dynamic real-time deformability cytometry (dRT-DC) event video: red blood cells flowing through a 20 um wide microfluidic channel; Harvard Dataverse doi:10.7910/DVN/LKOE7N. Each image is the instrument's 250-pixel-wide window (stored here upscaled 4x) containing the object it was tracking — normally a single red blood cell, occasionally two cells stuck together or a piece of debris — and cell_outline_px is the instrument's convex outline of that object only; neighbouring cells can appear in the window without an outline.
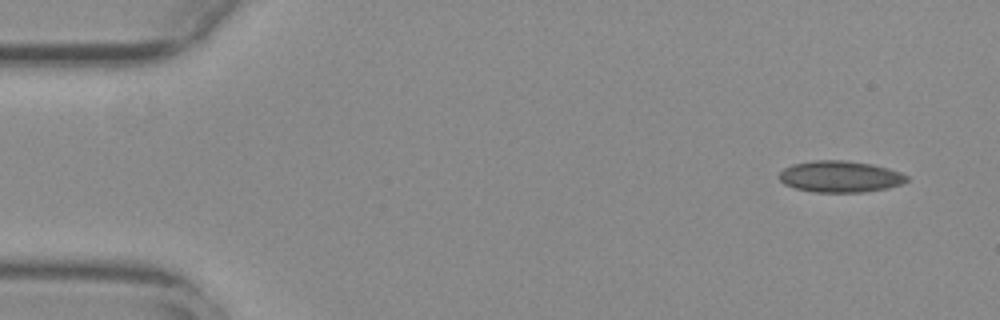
{"species": "common noctule bat (a hibernating species)", "species_latin": "Nyctalus noctula", "temperature_condition": "warm", "stored_images_in_passage": 52, "camera_frame_rate_fps": 3000, "um_per_image_px": 0.085, "animal": {"sex": "female", "body_mass_g": 29.2, "forearm_length_mm": 56.3}, "frame": {"image": 1, "passage_image": 1, "time_ms": 0.0, "image_size_px": [1000, 320], "cell_outline_px": [[908, 180], [900, 184], [888, 188], [864, 192], [812, 192], [796, 188], [784, 184], [780, 180], [780, 172], [784, 168], [792, 164], [816, 160], [844, 160], [872, 164], [888, 168], [900, 172], [908, 176]], "centroid_in_image_um": [71.41, 15.01], "position_along_channel_um": 13.6, "area_um2": 23.35}}
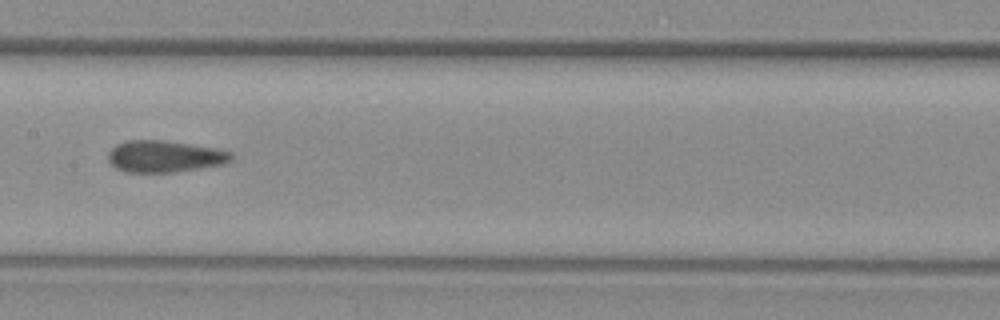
{"frame": {"image": 2, "passage_image": 25, "time_ms": 8.0, "image_size_px": [1000, 320], "cell_outline_px": [[236, 156], [232, 160], [224, 164], [176, 172], [128, 172], [116, 168], [108, 160], [108, 152], [116, 144], [124, 140], [164, 140], [220, 148], [232, 152]], "centroid_in_image_um": [14.05, 13.28], "position_along_channel_um": 193.4, "area_um2": 23.12}}
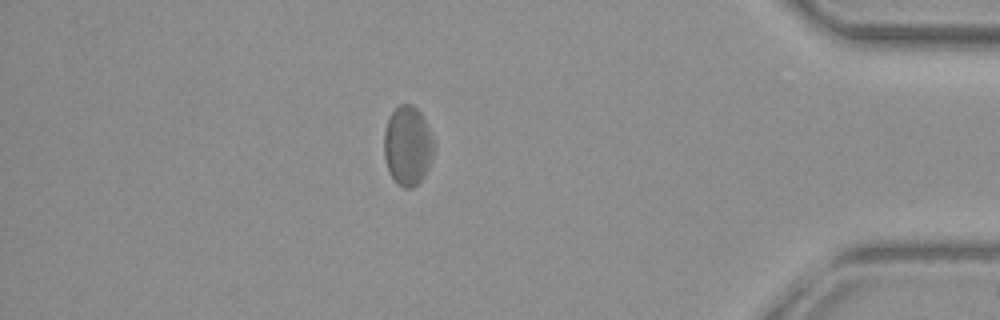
{"frame": {"image": 3, "passage_image": 45, "time_ms": 14.667, "image_size_px": [1000, 320], "cell_outline_px": [[436, 144], [428, 168], [424, 176], [412, 188], [404, 188], [396, 184], [388, 172], [384, 156], [384, 132], [388, 120], [392, 112], [400, 104], [412, 104], [420, 112]], "centroid_in_image_um": [34.64, 12.41], "position_along_channel_um": 400.6, "area_um2": 23.12}, "authors_computed_cell_mechanics": {"area_um2": 23.2645, "velocity_mm_per_s": 3.7384, "shape_relaxation_time_tau1_ms": null, "shape_relaxation_time_tau2_ms": 2.2696, "deformation_change_tau1": null, "deformation_change_tau2": 0.0759}}